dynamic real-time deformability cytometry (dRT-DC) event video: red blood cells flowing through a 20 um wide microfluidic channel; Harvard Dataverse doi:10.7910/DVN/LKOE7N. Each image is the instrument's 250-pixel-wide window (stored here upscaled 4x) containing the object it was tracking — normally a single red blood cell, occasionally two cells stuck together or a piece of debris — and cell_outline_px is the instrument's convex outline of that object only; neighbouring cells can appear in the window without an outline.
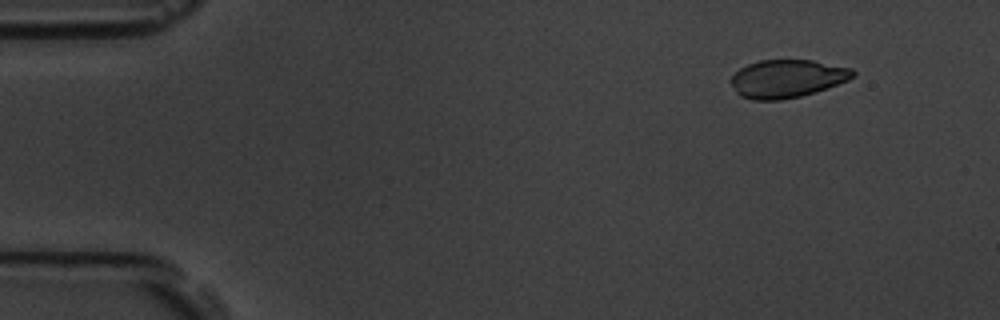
{"species": "common noctule bat (a hibernating species)", "species_latin": "Nyctalus noctula", "temperature_condition": "room temperature", "stored_images_in_passage": 5, "camera_frame_rate_fps": 3000, "um_per_image_px": 0.085, "animal": {"sex": "male", "body_mass_g": 19.5, "forearm_length_mm": 54.6}, "frame": {"image": 1, "passage_image": 2, "time_ms": 0.333, "image_size_px": [1000, 320], "cell_outline_px": [[856, 72], [848, 80], [816, 92], [800, 96], [780, 100], [752, 100], [740, 96], [736, 92], [728, 80], [740, 68], [748, 64], [760, 60], [812, 60], [852, 68]], "centroid_in_image_um": [66.87, 6.69], "position_along_channel_um": 18.1, "area_um2": 27.05}}